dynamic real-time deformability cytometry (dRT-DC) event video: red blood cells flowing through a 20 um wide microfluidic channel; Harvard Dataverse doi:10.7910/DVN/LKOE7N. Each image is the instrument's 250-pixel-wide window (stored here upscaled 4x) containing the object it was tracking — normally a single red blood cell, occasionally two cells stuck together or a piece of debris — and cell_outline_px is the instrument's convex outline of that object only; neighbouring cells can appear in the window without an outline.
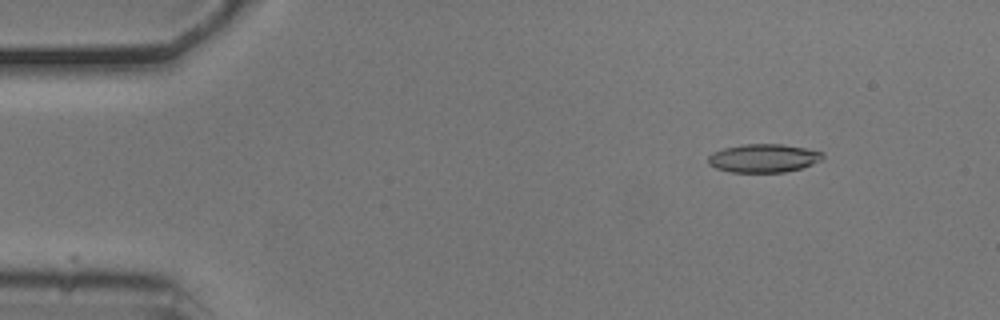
{"species": "common noctule bat (a hibernating species)", "species_latin": "Nyctalus noctula", "temperature_condition": "cold", "stored_images_in_passage": 11, "camera_frame_rate_fps": 3000, "um_per_image_px": 0.085, "animal": {"sex": "male", "body_mass_g": 20.5, "forearm_length_mm": 52.5}, "frame": {"image": 1, "passage_image": 1, "time_ms": 0.0, "image_size_px": [1000, 320], "cell_outline_px": [[824, 156], [820, 160], [812, 164], [800, 168], [784, 172], [732, 172], [716, 168], [708, 164], [708, 156], [712, 152], [724, 148], [744, 144], [784, 144], [824, 152]], "centroid_in_image_um": [64.88, 13.44], "position_along_channel_um": 20.1, "area_um2": 18.9}}
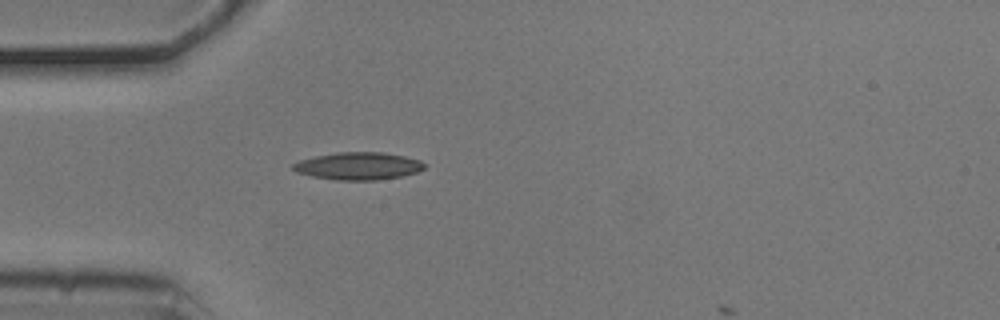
{"frame": {"image": 2, "passage_image": 10, "time_ms": 3.0, "image_size_px": [1000, 320], "cell_outline_px": [[424, 168], [416, 172], [400, 176], [376, 180], [336, 180], [312, 176], [296, 172], [292, 168], [292, 164], [300, 160], [316, 156], [340, 152], [384, 152], [404, 156], [420, 160], [424, 164]], "centroid_in_image_um": [30.44, 14.11], "position_along_channel_um": 54.6, "area_um2": 20.87}}